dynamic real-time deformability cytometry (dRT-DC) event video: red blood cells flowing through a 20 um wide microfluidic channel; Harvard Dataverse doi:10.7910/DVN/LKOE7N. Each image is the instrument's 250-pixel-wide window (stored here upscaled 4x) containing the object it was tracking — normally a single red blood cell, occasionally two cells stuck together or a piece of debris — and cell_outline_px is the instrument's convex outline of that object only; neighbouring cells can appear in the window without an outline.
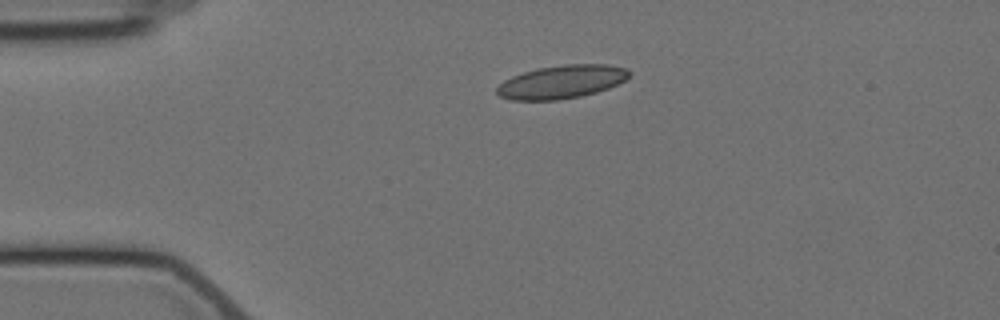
{"species": "Egyptian fruit bat (a non-hibernating species)", "species_latin": "Rousettus aegyptiacus", "temperature_condition": "cold", "stored_images_in_passage": 2, "camera_frame_rate_fps": 3000, "um_per_image_px": 0.085, "animal": {"sex": "female"}, "frame": {"image": 1, "passage_image": 1, "time_ms": 0.0, "image_size_px": [1000, 320], "cell_outline_px": [[632, 72], [624, 80], [608, 88], [596, 92], [580, 96], [556, 100], [512, 100], [500, 96], [496, 92], [496, 88], [504, 80], [512, 76], [536, 68], [564, 64], [608, 64], [628, 68]], "centroid_in_image_um": [47.74, 6.94], "position_along_channel_um": 37.3, "area_um2": 25.66}}